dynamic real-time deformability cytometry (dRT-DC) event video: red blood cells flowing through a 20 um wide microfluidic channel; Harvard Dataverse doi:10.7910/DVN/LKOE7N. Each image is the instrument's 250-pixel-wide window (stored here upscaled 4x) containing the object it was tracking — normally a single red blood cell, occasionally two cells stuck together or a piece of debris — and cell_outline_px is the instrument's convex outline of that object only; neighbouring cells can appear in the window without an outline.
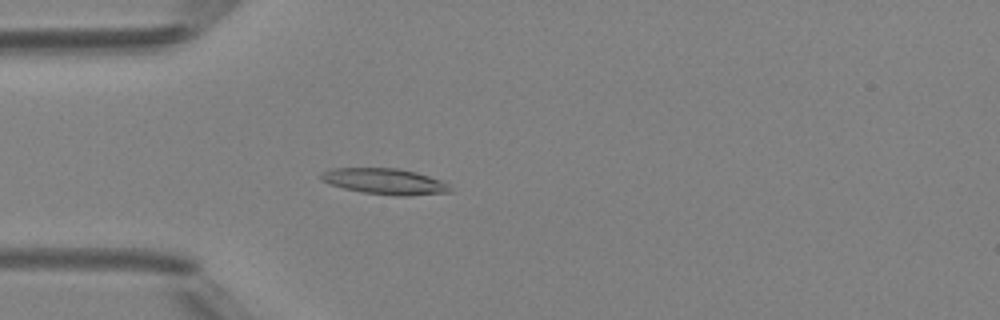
{"species": "Egyptian fruit bat (a non-hibernating species)", "species_latin": "Rousettus aegyptiacus", "temperature_condition": "room temperature", "stored_images_in_passage": 49, "camera_frame_rate_fps": 3000, "um_per_image_px": 0.085, "animal": {"sex": "female"}, "frame": {"image": 1, "passage_image": 14, "time_ms": 4.333, "image_size_px": [1000, 320], "cell_outline_px": [[452, 192], [408, 196], [396, 196], [360, 192], [344, 188], [320, 180], [320, 172], [332, 168], [400, 168], [416, 172], [440, 180], [448, 184], [452, 188]], "centroid_in_image_um": [32.71, 15.42], "position_along_channel_um": 52.3, "area_um2": 19.65}}
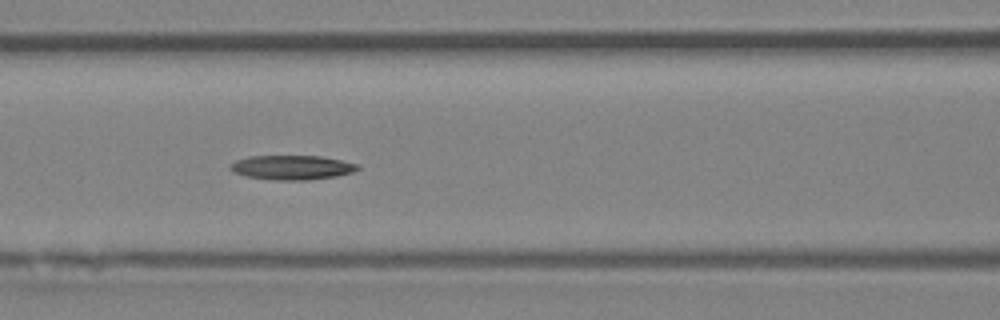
{"frame": {"image": 2, "passage_image": 21, "time_ms": 6.667, "image_size_px": [1000, 320], "cell_outline_px": [[360, 168], [352, 172], [336, 176], [308, 180], [272, 180], [248, 176], [232, 172], [228, 168], [228, 164], [236, 160], [248, 156], [320, 156], [340, 160], [356, 164]], "centroid_in_image_um": [24.75, 14.23], "position_along_channel_um": 141.9, "area_um2": 18.09}}
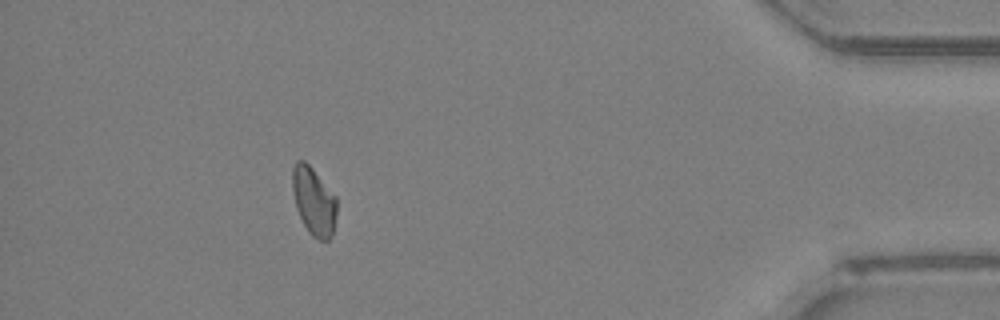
{"frame": {"image": 3, "passage_image": 44, "time_ms": 14.333, "image_size_px": [1000, 320], "cell_outline_px": [[336, 216], [332, 236], [328, 240], [320, 240], [312, 236], [308, 232], [296, 208], [292, 188], [292, 168], [296, 160], [304, 160], [312, 168], [336, 196]], "centroid_in_image_um": [26.66, 17.09], "position_along_channel_um": 408.5, "area_um2": 17.57}}